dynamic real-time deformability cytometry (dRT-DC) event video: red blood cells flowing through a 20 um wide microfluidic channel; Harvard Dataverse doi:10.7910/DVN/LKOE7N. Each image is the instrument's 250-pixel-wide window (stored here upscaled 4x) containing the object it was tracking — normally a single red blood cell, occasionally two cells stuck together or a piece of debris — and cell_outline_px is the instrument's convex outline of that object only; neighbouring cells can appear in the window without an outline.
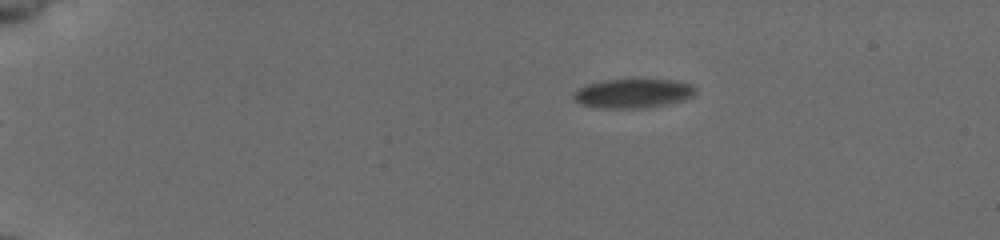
{"species": "common noctule bat (a hibernating species)", "species_latin": "Nyctalus noctula", "temperature_condition": "cold", "stored_images_in_passage": 47, "camera_frame_rate_fps": 3000, "um_per_image_px": 0.085, "animal": {"sex": "female", "body_mass_g": 19.5, "forearm_length_mm": 54.1}, "frame": {"image": 1, "passage_image": 1, "time_ms": 0.0, "image_size_px": [1000, 240], "cell_outline_px": [[696, 92], [692, 96], [668, 104], [648, 108], [600, 108], [580, 104], [572, 96], [576, 88], [588, 84], [604, 80], [676, 80], [692, 84], [696, 88]], "centroid_in_image_um": [53.8, 7.94], "position_along_channel_um": 31.2, "area_um2": 20.75}}
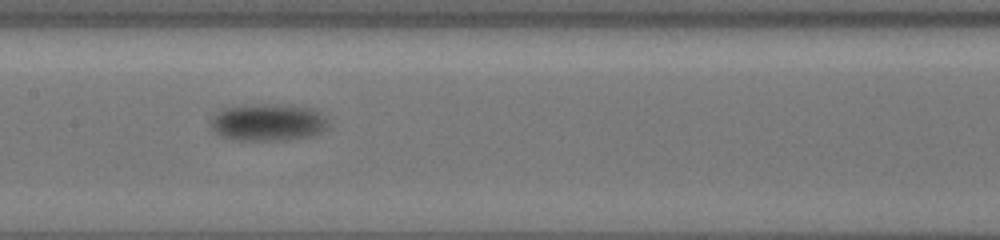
{"frame": {"image": 2, "passage_image": 21, "time_ms": 6.667, "image_size_px": [1000, 240], "cell_outline_px": [[328, 128], [316, 136], [288, 140], [240, 140], [220, 136], [212, 128], [212, 120], [216, 112], [224, 108], [240, 104], [272, 104], [308, 108], [324, 116], [328, 124]], "centroid_in_image_um": [22.78, 10.41], "position_along_channel_um": 184.6, "area_um2": 25.49}}
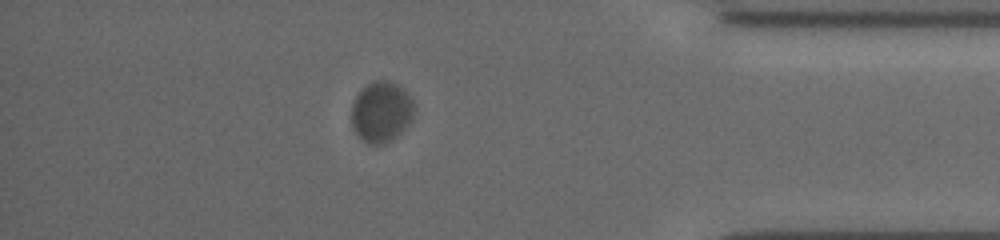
{"frame": {"image": 3, "passage_image": 41, "time_ms": 13.333, "image_size_px": [1000, 240], "cell_outline_px": [[416, 108], [412, 120], [400, 132], [384, 144], [368, 144], [352, 128], [352, 104], [356, 96], [372, 80], [388, 80], [396, 84], [412, 96], [416, 104]], "centroid_in_image_um": [32.45, 9.48], "position_along_channel_um": 402.7, "area_um2": 22.2}, "authors_computed_cell_mechanics": {"area_um2": 23.0044, "velocity_mm_per_s": 3.6542, "shape_relaxation_time_tau1_ms": 6.6954, "shape_relaxation_time_tau2_ms": null, "deformation_change_tau1": 0.1298, "deformation_change_tau2": null}}